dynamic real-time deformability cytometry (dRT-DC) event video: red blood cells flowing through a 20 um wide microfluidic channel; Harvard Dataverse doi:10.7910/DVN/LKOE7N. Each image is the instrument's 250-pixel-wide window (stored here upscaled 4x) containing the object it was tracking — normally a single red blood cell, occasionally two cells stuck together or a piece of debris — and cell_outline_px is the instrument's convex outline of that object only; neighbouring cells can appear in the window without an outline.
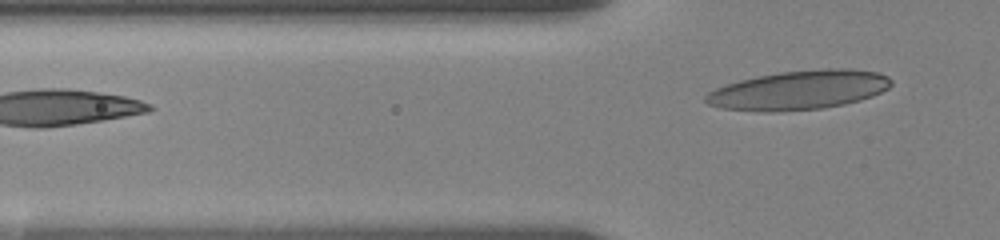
{"species": "human", "species_latin": "Homo sapiens", "temperature_condition": "room temperature", "stored_images_in_passage": 4, "segment_of_instrument_passage": [2, 2], "camera_frame_rate_fps": 3000, "um_per_image_px": 0.085, "donor": {"sex": "female"}, "frame": {"image": 1, "passage_image": 4, "time_ms": 1.333, "image_size_px": [1000, 240], "cell_outline_px": [[892, 84], [888, 88], [872, 96], [860, 100], [844, 104], [824, 108], [776, 112], [756, 112], [720, 108], [708, 104], [704, 100], [704, 96], [708, 92], [716, 88], [740, 80], [756, 76], [780, 72], [828, 68], [848, 68], [876, 72], [888, 76], [892, 80]], "centroid_in_image_um": [67.89, 7.67], "position_along_channel_um": 57.9, "area_um2": 42.54}}